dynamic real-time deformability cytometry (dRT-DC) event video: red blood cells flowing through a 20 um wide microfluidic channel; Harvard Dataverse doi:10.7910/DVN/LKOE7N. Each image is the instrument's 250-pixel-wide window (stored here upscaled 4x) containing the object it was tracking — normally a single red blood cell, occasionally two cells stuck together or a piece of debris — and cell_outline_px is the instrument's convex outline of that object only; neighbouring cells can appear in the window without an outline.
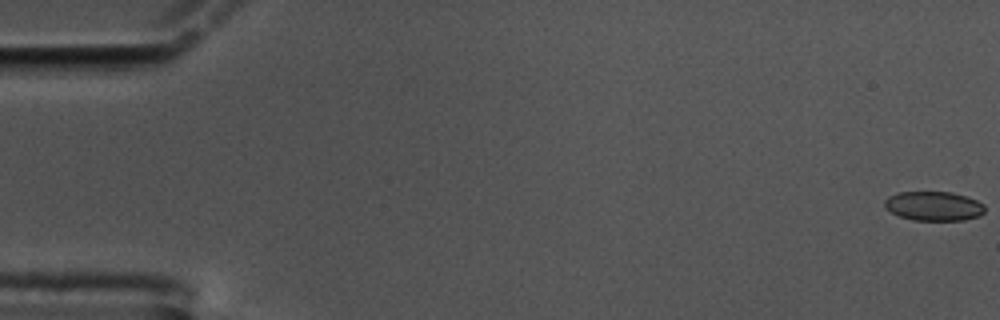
{"species": "common noctule bat (a hibernating species)", "species_latin": "Nyctalus noctula", "temperature_condition": "cold", "stored_images_in_passage": 59, "camera_frame_rate_fps": 3000, "um_per_image_px": 0.085, "animal": {"sex": "male", "body_mass_g": 17.5, "forearm_length_mm": 52.3}, "frame": {"image": 1, "passage_image": 1, "time_ms": 0.0, "image_size_px": [1000, 320], "cell_outline_px": [[984, 212], [980, 216], [964, 220], [912, 220], [900, 216], [884, 208], [884, 200], [888, 196], [896, 192], [952, 192], [976, 200], [984, 204]], "centroid_in_image_um": [79.34, 17.51], "position_along_channel_um": 5.7, "area_um2": 17.17}}
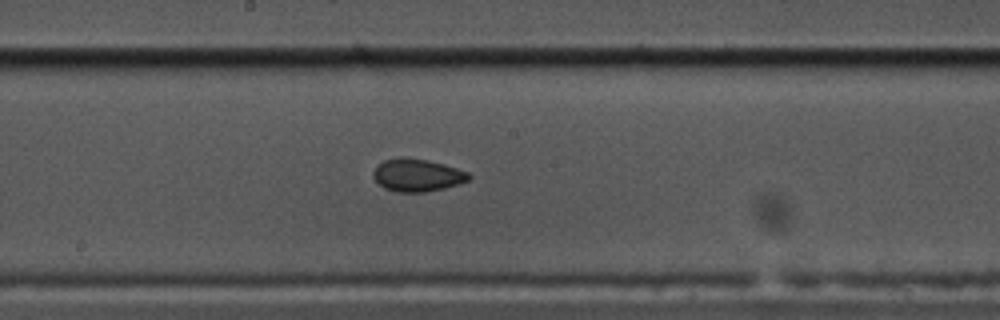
{"frame": {"image": 2, "passage_image": 32, "time_ms": 10.333, "image_size_px": [1000, 320], "cell_outline_px": [[472, 176], [468, 180], [460, 184], [444, 188], [424, 192], [396, 192], [384, 188], [372, 176], [372, 172], [384, 160], [404, 156], [428, 160], [444, 164], [468, 172]], "centroid_in_image_um": [35.48, 14.88], "position_along_channel_um": 212.7, "area_um2": 18.21}}
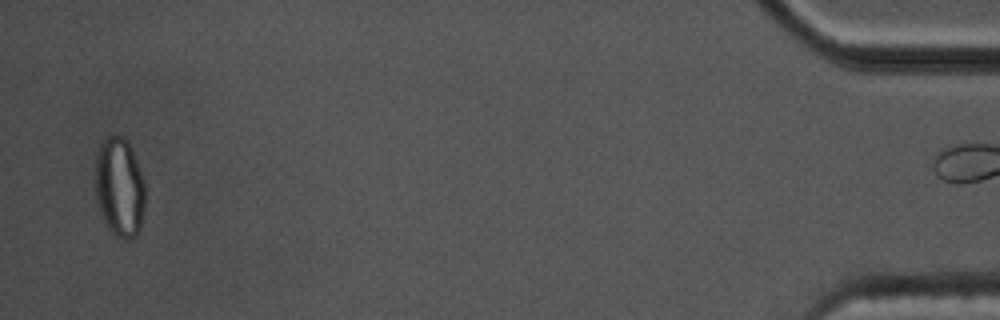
{"frame": {"image": 3, "passage_image": 58, "time_ms": 19.0, "image_size_px": [1000, 320], "cell_outline_px": [[144, 208], [140, 228], [136, 236], [128, 240], [124, 240], [116, 236], [108, 228], [104, 220], [96, 200], [96, 152], [100, 140], [104, 136], [124, 136], [128, 140], [132, 148], [144, 180]], "centroid_in_image_um": [10.15, 15.88], "position_along_channel_um": 425.0, "area_um2": 29.25}, "authors_computed_cell_mechanics": {"area_um2": 18.0914, "velocity_mm_per_s": 3.4507, "shape_relaxation_time_tau1_ms": null, "shape_relaxation_time_tau2_ms": 3.2449, "deformation_change_tau1": null, "deformation_change_tau2": 0.0571}}